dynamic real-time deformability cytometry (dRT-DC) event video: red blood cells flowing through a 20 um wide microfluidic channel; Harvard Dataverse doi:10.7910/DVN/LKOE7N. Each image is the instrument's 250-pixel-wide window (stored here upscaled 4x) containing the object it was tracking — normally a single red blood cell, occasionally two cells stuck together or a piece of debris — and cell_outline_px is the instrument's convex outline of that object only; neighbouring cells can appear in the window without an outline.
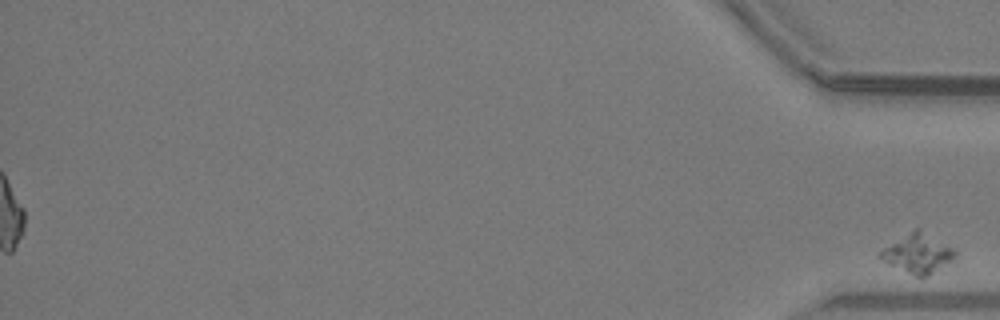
{"species": "common noctule bat (a hibernating species)", "species_latin": "Nyctalus noctula", "temperature_condition": "warm", "stored_images_in_passage": 33, "segment_of_instrument_passage": [2, 2], "camera_frame_rate_fps": 3000, "um_per_image_px": 0.085, "animal": {"sex": "male", "body_mass_g": 19.2, "forearm_length_mm": 51.8}, "frame": {"image": 1, "passage_image": 33, "time_ms": 10.667, "image_size_px": [1000, 320], "cell_outline_px": [[956, 264], [928, 276], [916, 276], [888, 264], [876, 256], [876, 252], [916, 228], [920, 228], [956, 248]], "centroid_in_image_um": [78.11, 21.56], "position_along_channel_um": 357.1, "area_um2": 17.86}}